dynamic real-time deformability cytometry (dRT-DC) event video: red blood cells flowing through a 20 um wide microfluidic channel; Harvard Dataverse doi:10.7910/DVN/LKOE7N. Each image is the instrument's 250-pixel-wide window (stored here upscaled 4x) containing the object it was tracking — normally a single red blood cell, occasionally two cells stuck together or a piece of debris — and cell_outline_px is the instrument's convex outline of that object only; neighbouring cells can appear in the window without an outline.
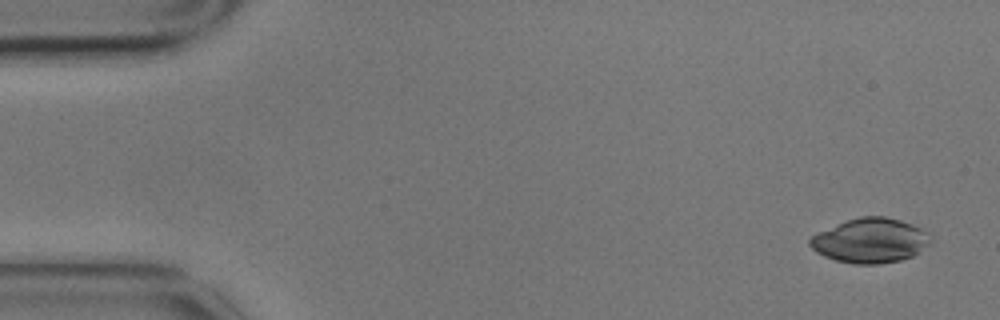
{"species": "common noctule bat (a hibernating species)", "species_latin": "Nyctalus noctula", "temperature_condition": "cold", "stored_images_in_passage": 6, "segment_of_instrument_passage": [1, 2], "camera_frame_rate_fps": 3000, "um_per_image_px": 0.085, "animal": {"sex": "male", "body_mass_g": 17.9}, "frame": {"image": 1, "passage_image": 1, "time_ms": 0.0, "image_size_px": [1000, 320], "cell_outline_px": [[932, 240], [928, 244], [912, 256], [900, 260], [880, 264], [852, 264], [836, 260], [824, 256], [816, 252], [808, 244], [808, 240], [816, 232], [836, 224], [860, 216], [884, 216], [900, 220], [912, 224], [928, 232], [932, 236]], "centroid_in_image_um": [73.95, 20.44], "position_along_channel_um": 11.0, "area_um2": 31.44}}
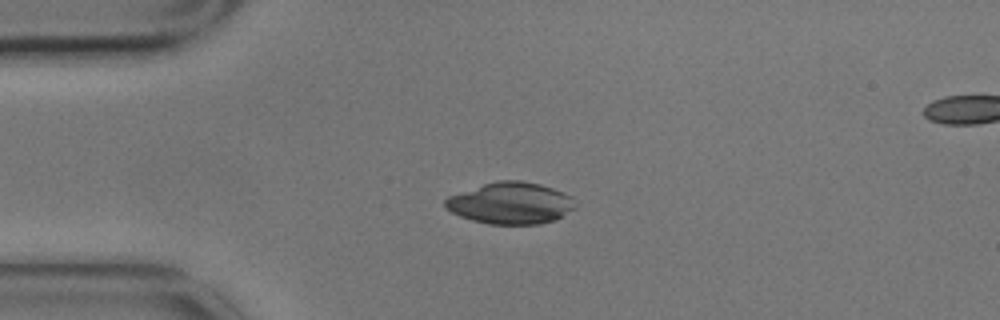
{"frame": {"image": 2, "passage_image": 4, "time_ms": 1.0, "image_size_px": [1000, 320], "cell_outline_px": [[576, 208], [556, 220], [540, 224], [488, 224], [472, 220], [460, 216], [444, 208], [444, 200], [448, 196], [484, 184], [500, 180], [520, 180], [540, 184], [564, 192], [572, 196]], "centroid_in_image_um": [43.42, 17.27], "position_along_channel_um": 41.6, "area_um2": 31.67}}